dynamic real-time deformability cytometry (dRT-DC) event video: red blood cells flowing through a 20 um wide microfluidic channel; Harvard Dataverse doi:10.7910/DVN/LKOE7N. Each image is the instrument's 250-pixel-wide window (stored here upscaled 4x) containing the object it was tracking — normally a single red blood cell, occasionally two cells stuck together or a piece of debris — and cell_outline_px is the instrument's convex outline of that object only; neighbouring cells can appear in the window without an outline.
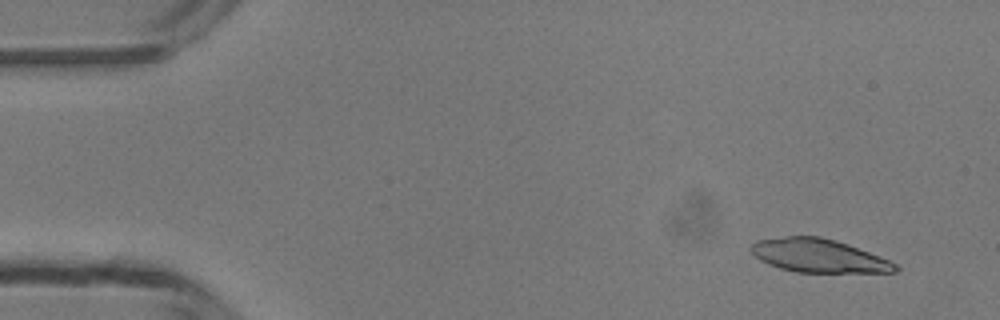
{"species": "common noctule bat (a hibernating species)", "species_latin": "Nyctalus noctula", "temperature_condition": "room temperature", "stored_images_in_passage": 49, "camera_frame_rate_fps": 3000, "um_per_image_px": 0.085, "animal": {"sex": "male", "body_mass_g": 13.3}, "frame": {"image": 1, "passage_image": 4, "time_ms": 1.0, "image_size_px": [1000, 320], "cell_outline_px": [[900, 268], [896, 272], [796, 272], [780, 268], [768, 264], [760, 260], [752, 252], [752, 244], [756, 240], [788, 236], [820, 236], [836, 240], [848, 244], [888, 260], [896, 264]], "centroid_in_image_um": [69.58, 21.73], "position_along_channel_um": 15.4, "area_um2": 27.8}}
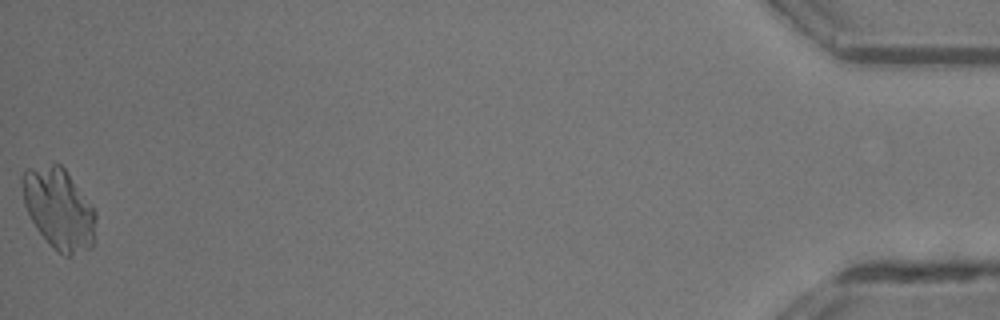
{"frame": {"image": 2, "passage_image": 49, "time_ms": 16.0, "image_size_px": [1000, 320], "cell_outline_px": [[96, 220], [92, 248], [72, 256], [64, 256], [36, 228], [24, 204], [20, 184], [20, 176], [24, 168], [52, 164], [60, 164], [64, 168], [96, 212]], "centroid_in_image_um": [4.98, 17.72], "position_along_channel_um": 430.2, "area_um2": 34.51}}